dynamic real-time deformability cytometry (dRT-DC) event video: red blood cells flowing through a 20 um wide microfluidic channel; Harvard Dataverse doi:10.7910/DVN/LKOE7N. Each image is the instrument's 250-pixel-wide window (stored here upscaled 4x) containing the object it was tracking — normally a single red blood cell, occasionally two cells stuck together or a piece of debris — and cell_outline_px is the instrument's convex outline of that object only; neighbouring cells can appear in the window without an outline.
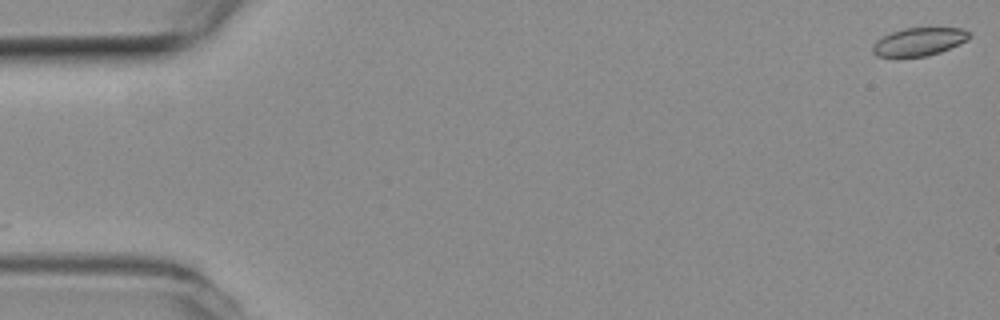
{"species": "common noctule bat (a hibernating species)", "species_latin": "Nyctalus noctula", "temperature_condition": "room temperature", "stored_images_in_passage": 54, "camera_frame_rate_fps": 3000, "um_per_image_px": 0.085, "animal": {"sex": "female", "body_mass_g": 19.3, "forearm_length_mm": 54.1}, "frame": {"image": 1, "passage_image": 1, "time_ms": 0.0, "image_size_px": [1000, 320], "cell_outline_px": [[972, 36], [968, 40], [960, 44], [940, 52], [924, 56], [876, 56], [872, 52], [872, 44], [876, 40], [892, 32], [904, 28], [964, 28]], "centroid_in_image_um": [78.13, 3.54], "position_along_channel_um": 6.9, "area_um2": 15.72}}
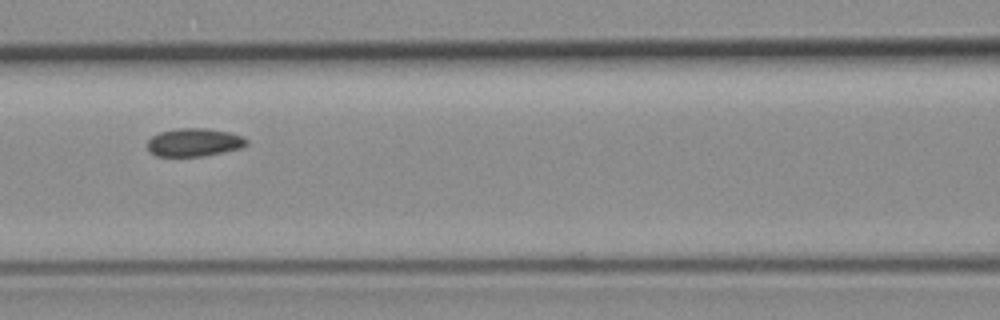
{"frame": {"image": 2, "passage_image": 24, "time_ms": 7.667, "image_size_px": [1000, 320], "cell_outline_px": [[248, 144], [240, 148], [204, 156], [156, 156], [148, 152], [148, 140], [152, 136], [160, 132], [180, 128], [204, 128], [228, 132], [240, 136], [248, 140]], "centroid_in_image_um": [16.47, 12.11], "position_along_channel_um": 150.1, "area_um2": 16.13}}
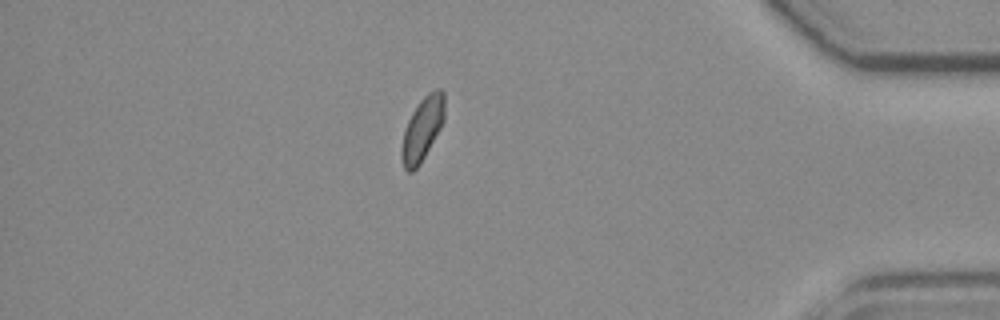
{"frame": {"image": 3, "passage_image": 47, "time_ms": 15.333, "image_size_px": [1000, 320], "cell_outline_px": [[444, 120], [440, 128], [420, 164], [412, 172], [408, 172], [404, 168], [400, 156], [400, 148], [404, 132], [408, 120], [412, 112], [420, 100], [428, 92], [436, 88], [440, 88], [444, 92]], "centroid_in_image_um": [35.89, 10.95], "position_along_channel_um": 399.3, "area_um2": 15.9}, "authors_computed_cell_mechanics": {"area_um2": 16.0684, "velocity_mm_per_s": 3.7958, "shape_relaxation_time_tau1_ms": null, "shape_relaxation_time_tau2_ms": 2.9476, "deformation_change_tau1": null, "deformation_change_tau2": 0.068}}